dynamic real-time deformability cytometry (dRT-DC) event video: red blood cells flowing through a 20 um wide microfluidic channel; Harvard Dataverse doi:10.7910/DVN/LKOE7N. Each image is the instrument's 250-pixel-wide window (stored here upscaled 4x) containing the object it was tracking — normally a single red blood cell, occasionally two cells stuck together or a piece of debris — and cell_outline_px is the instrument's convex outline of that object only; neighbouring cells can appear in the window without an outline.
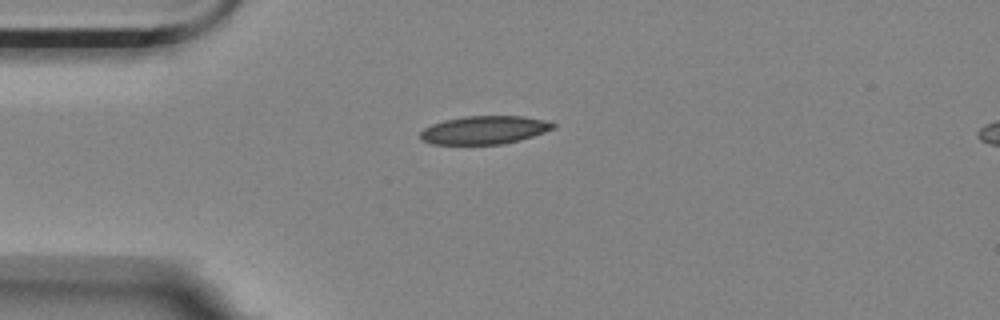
{"species": "Egyptian fruit bat (a non-hibernating species)", "species_latin": "Rousettus aegyptiacus", "temperature_condition": "room temperature", "stored_images_in_passage": 5, "camera_frame_rate_fps": 3000, "um_per_image_px": 0.085, "animal": {"sex": "female"}, "frame": {"image": 1, "passage_image": 5, "time_ms": 1.333, "image_size_px": [1000, 320], "cell_outline_px": [[556, 128], [520, 140], [504, 144], [432, 144], [424, 140], [420, 136], [420, 132], [424, 128], [432, 124], [444, 120], [464, 116], [524, 116], [544, 120], [556, 124]], "centroid_in_image_um": [41.19, 11.04], "position_along_channel_um": 43.8, "area_um2": 21.79}}